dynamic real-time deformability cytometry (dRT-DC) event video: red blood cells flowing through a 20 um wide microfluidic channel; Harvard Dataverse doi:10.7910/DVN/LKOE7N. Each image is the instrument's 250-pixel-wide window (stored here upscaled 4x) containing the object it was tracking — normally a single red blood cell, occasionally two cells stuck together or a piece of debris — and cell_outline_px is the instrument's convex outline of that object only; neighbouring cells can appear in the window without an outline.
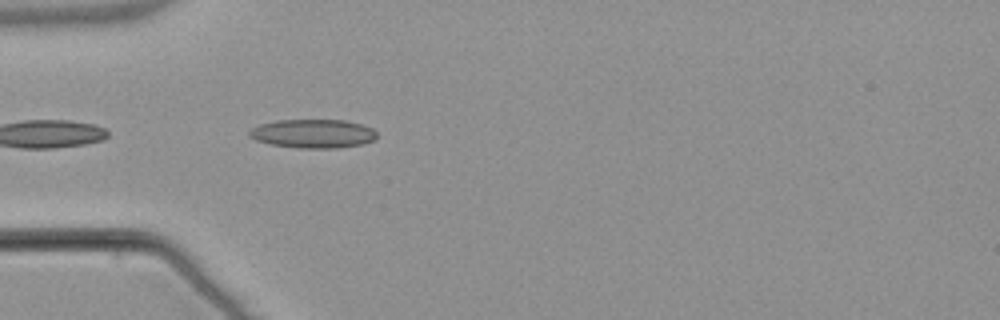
{"species": "common noctule bat (a hibernating species)", "species_latin": "Nyctalus noctula", "temperature_condition": "warm", "stored_images_in_passage": 7, "camera_frame_rate_fps": 3000, "um_per_image_px": 0.085, "animal": {"sex": "male", "body_mass_g": 21.5, "forearm_length_mm": 52.0}, "frame": {"image": 1, "passage_image": 2, "time_ms": 0.333, "image_size_px": [1000, 320], "cell_outline_px": [[376, 140], [360, 144], [336, 148], [300, 148], [272, 144], [256, 140], [248, 136], [248, 132], [252, 128], [260, 124], [276, 120], [344, 120], [360, 124], [372, 128], [376, 132]], "centroid_in_image_um": [26.6, 11.35], "position_along_channel_um": 58.4, "area_um2": 21.27}}